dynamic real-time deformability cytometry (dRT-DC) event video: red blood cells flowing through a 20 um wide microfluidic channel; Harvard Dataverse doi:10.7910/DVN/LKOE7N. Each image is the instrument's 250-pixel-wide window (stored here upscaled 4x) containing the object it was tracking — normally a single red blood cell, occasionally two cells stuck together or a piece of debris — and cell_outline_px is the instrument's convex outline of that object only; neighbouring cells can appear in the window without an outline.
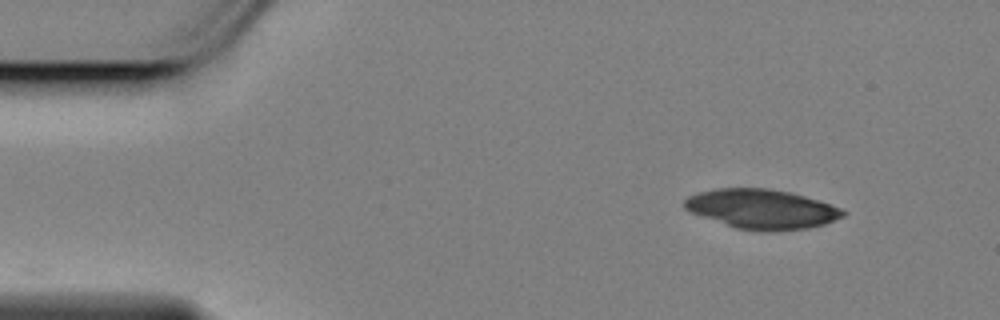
{"species": "Egyptian fruit bat (a non-hibernating species)", "species_latin": "Rousettus aegyptiacus", "temperature_condition": "cold", "stored_images_in_passage": 9, "camera_frame_rate_fps": 3000, "um_per_image_px": 0.085, "animal": {"sex": "female"}, "frame": {"image": 1, "passage_image": 1, "time_ms": 0.0, "image_size_px": [1000, 320], "cell_outline_px": [[848, 212], [844, 216], [824, 224], [808, 228], [768, 232], [760, 232], [736, 228], [692, 212], [684, 208], [684, 200], [688, 196], [700, 192], [716, 188], [768, 188], [788, 192], [804, 196], [840, 208]], "centroid_in_image_um": [64.75, 17.77], "position_along_channel_um": 20.2, "area_um2": 36.24}}